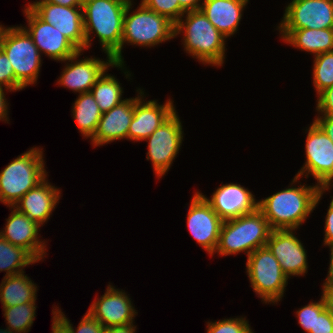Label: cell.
Returning <instances> with one entry per match:
<instances>
[{
	"label": "cell",
	"mask_w": 333,
	"mask_h": 333,
	"mask_svg": "<svg viewBox=\"0 0 333 333\" xmlns=\"http://www.w3.org/2000/svg\"><path fill=\"white\" fill-rule=\"evenodd\" d=\"M300 179L294 176L288 187L258 200V209L272 230L300 229L319 205L323 194L332 189L321 187L316 182L308 186Z\"/></svg>",
	"instance_id": "obj_1"
},
{
	"label": "cell",
	"mask_w": 333,
	"mask_h": 333,
	"mask_svg": "<svg viewBox=\"0 0 333 333\" xmlns=\"http://www.w3.org/2000/svg\"><path fill=\"white\" fill-rule=\"evenodd\" d=\"M130 0H83L85 50L96 36L101 51L121 63L123 18ZM92 34V36H91Z\"/></svg>",
	"instance_id": "obj_2"
},
{
	"label": "cell",
	"mask_w": 333,
	"mask_h": 333,
	"mask_svg": "<svg viewBox=\"0 0 333 333\" xmlns=\"http://www.w3.org/2000/svg\"><path fill=\"white\" fill-rule=\"evenodd\" d=\"M174 35L175 38L182 35L183 50L199 64L220 68L226 62L227 37L213 26L202 10L184 13L175 23Z\"/></svg>",
	"instance_id": "obj_3"
},
{
	"label": "cell",
	"mask_w": 333,
	"mask_h": 333,
	"mask_svg": "<svg viewBox=\"0 0 333 333\" xmlns=\"http://www.w3.org/2000/svg\"><path fill=\"white\" fill-rule=\"evenodd\" d=\"M271 232L268 220L258 208L249 214L225 220L214 254L225 257L244 252L248 257L256 249L266 246Z\"/></svg>",
	"instance_id": "obj_4"
},
{
	"label": "cell",
	"mask_w": 333,
	"mask_h": 333,
	"mask_svg": "<svg viewBox=\"0 0 333 333\" xmlns=\"http://www.w3.org/2000/svg\"><path fill=\"white\" fill-rule=\"evenodd\" d=\"M44 150L41 146L31 147L18 155L0 171V202L14 206L30 189L46 177Z\"/></svg>",
	"instance_id": "obj_5"
},
{
	"label": "cell",
	"mask_w": 333,
	"mask_h": 333,
	"mask_svg": "<svg viewBox=\"0 0 333 333\" xmlns=\"http://www.w3.org/2000/svg\"><path fill=\"white\" fill-rule=\"evenodd\" d=\"M133 1H129L123 18L121 63H125L122 55L125 44L147 49L175 38L173 22L166 16L146 8L141 2L133 10Z\"/></svg>",
	"instance_id": "obj_6"
},
{
	"label": "cell",
	"mask_w": 333,
	"mask_h": 333,
	"mask_svg": "<svg viewBox=\"0 0 333 333\" xmlns=\"http://www.w3.org/2000/svg\"><path fill=\"white\" fill-rule=\"evenodd\" d=\"M1 49L7 55L14 71V92L37 83L43 63L32 37L20 26L7 27Z\"/></svg>",
	"instance_id": "obj_7"
},
{
	"label": "cell",
	"mask_w": 333,
	"mask_h": 333,
	"mask_svg": "<svg viewBox=\"0 0 333 333\" xmlns=\"http://www.w3.org/2000/svg\"><path fill=\"white\" fill-rule=\"evenodd\" d=\"M245 269L250 287L263 304L278 305L282 301L289 278L266 246L247 257Z\"/></svg>",
	"instance_id": "obj_8"
},
{
	"label": "cell",
	"mask_w": 333,
	"mask_h": 333,
	"mask_svg": "<svg viewBox=\"0 0 333 333\" xmlns=\"http://www.w3.org/2000/svg\"><path fill=\"white\" fill-rule=\"evenodd\" d=\"M84 51H80L74 56L62 61L65 63L62 68L60 77L57 78V85L68 88L74 93L82 94L91 91L92 87L103 75L107 69L115 68L120 69L121 73L125 75L124 78L132 80L130 77L132 72L126 67L125 63H115L113 57L106 53V59H100L99 57H86L79 58L82 56ZM131 72V73H130Z\"/></svg>",
	"instance_id": "obj_9"
},
{
	"label": "cell",
	"mask_w": 333,
	"mask_h": 333,
	"mask_svg": "<svg viewBox=\"0 0 333 333\" xmlns=\"http://www.w3.org/2000/svg\"><path fill=\"white\" fill-rule=\"evenodd\" d=\"M305 131L306 160L295 176H311L321 187L333 188V141L314 121Z\"/></svg>",
	"instance_id": "obj_10"
},
{
	"label": "cell",
	"mask_w": 333,
	"mask_h": 333,
	"mask_svg": "<svg viewBox=\"0 0 333 333\" xmlns=\"http://www.w3.org/2000/svg\"><path fill=\"white\" fill-rule=\"evenodd\" d=\"M182 121L175 111L159 128L144 141L147 142L146 160L151 161L157 179L170 170L184 141Z\"/></svg>",
	"instance_id": "obj_11"
},
{
	"label": "cell",
	"mask_w": 333,
	"mask_h": 333,
	"mask_svg": "<svg viewBox=\"0 0 333 333\" xmlns=\"http://www.w3.org/2000/svg\"><path fill=\"white\" fill-rule=\"evenodd\" d=\"M27 25H21L32 37L41 56H47L56 62H62L74 56L80 50L53 25L43 21L27 4L22 10Z\"/></svg>",
	"instance_id": "obj_12"
},
{
	"label": "cell",
	"mask_w": 333,
	"mask_h": 333,
	"mask_svg": "<svg viewBox=\"0 0 333 333\" xmlns=\"http://www.w3.org/2000/svg\"><path fill=\"white\" fill-rule=\"evenodd\" d=\"M186 227L193 240L209 256H214L223 220L196 190L188 205Z\"/></svg>",
	"instance_id": "obj_13"
},
{
	"label": "cell",
	"mask_w": 333,
	"mask_h": 333,
	"mask_svg": "<svg viewBox=\"0 0 333 333\" xmlns=\"http://www.w3.org/2000/svg\"><path fill=\"white\" fill-rule=\"evenodd\" d=\"M275 30L333 28V0H291Z\"/></svg>",
	"instance_id": "obj_14"
},
{
	"label": "cell",
	"mask_w": 333,
	"mask_h": 333,
	"mask_svg": "<svg viewBox=\"0 0 333 333\" xmlns=\"http://www.w3.org/2000/svg\"><path fill=\"white\" fill-rule=\"evenodd\" d=\"M136 89L134 116L128 129L127 140L139 142L159 128L176 111V107L171 97L160 104L157 99L148 100L142 88Z\"/></svg>",
	"instance_id": "obj_15"
},
{
	"label": "cell",
	"mask_w": 333,
	"mask_h": 333,
	"mask_svg": "<svg viewBox=\"0 0 333 333\" xmlns=\"http://www.w3.org/2000/svg\"><path fill=\"white\" fill-rule=\"evenodd\" d=\"M116 288L111 283L103 295H98L91 302L87 312L98 320L104 328L135 323L138 315L130 294Z\"/></svg>",
	"instance_id": "obj_16"
},
{
	"label": "cell",
	"mask_w": 333,
	"mask_h": 333,
	"mask_svg": "<svg viewBox=\"0 0 333 333\" xmlns=\"http://www.w3.org/2000/svg\"><path fill=\"white\" fill-rule=\"evenodd\" d=\"M43 21L63 33L80 51H85L82 7H66L36 0L27 4Z\"/></svg>",
	"instance_id": "obj_17"
},
{
	"label": "cell",
	"mask_w": 333,
	"mask_h": 333,
	"mask_svg": "<svg viewBox=\"0 0 333 333\" xmlns=\"http://www.w3.org/2000/svg\"><path fill=\"white\" fill-rule=\"evenodd\" d=\"M295 233L296 229L272 230L266 242V247L275 256L289 279L304 277L309 268L307 250Z\"/></svg>",
	"instance_id": "obj_18"
},
{
	"label": "cell",
	"mask_w": 333,
	"mask_h": 333,
	"mask_svg": "<svg viewBox=\"0 0 333 333\" xmlns=\"http://www.w3.org/2000/svg\"><path fill=\"white\" fill-rule=\"evenodd\" d=\"M8 208L11 213L5 219V228L0 230V236L9 243L27 250L38 262L44 261L49 250L46 244L48 240H42L40 237L41 226L14 206Z\"/></svg>",
	"instance_id": "obj_19"
},
{
	"label": "cell",
	"mask_w": 333,
	"mask_h": 333,
	"mask_svg": "<svg viewBox=\"0 0 333 333\" xmlns=\"http://www.w3.org/2000/svg\"><path fill=\"white\" fill-rule=\"evenodd\" d=\"M198 192L223 221L249 214L258 208L255 195L238 183L223 184L221 182L210 198L201 191Z\"/></svg>",
	"instance_id": "obj_20"
},
{
	"label": "cell",
	"mask_w": 333,
	"mask_h": 333,
	"mask_svg": "<svg viewBox=\"0 0 333 333\" xmlns=\"http://www.w3.org/2000/svg\"><path fill=\"white\" fill-rule=\"evenodd\" d=\"M135 97L125 98L111 110L102 113L96 132L90 139L92 147H100L119 140H127L128 129L134 116Z\"/></svg>",
	"instance_id": "obj_21"
},
{
	"label": "cell",
	"mask_w": 333,
	"mask_h": 333,
	"mask_svg": "<svg viewBox=\"0 0 333 333\" xmlns=\"http://www.w3.org/2000/svg\"><path fill=\"white\" fill-rule=\"evenodd\" d=\"M60 189L46 177L36 187L30 189L14 207L43 227L59 204L62 197V189Z\"/></svg>",
	"instance_id": "obj_22"
},
{
	"label": "cell",
	"mask_w": 333,
	"mask_h": 333,
	"mask_svg": "<svg viewBox=\"0 0 333 333\" xmlns=\"http://www.w3.org/2000/svg\"><path fill=\"white\" fill-rule=\"evenodd\" d=\"M249 0H204L200 10L225 37L233 36Z\"/></svg>",
	"instance_id": "obj_23"
},
{
	"label": "cell",
	"mask_w": 333,
	"mask_h": 333,
	"mask_svg": "<svg viewBox=\"0 0 333 333\" xmlns=\"http://www.w3.org/2000/svg\"><path fill=\"white\" fill-rule=\"evenodd\" d=\"M277 31L283 43L313 56L333 51V28Z\"/></svg>",
	"instance_id": "obj_24"
},
{
	"label": "cell",
	"mask_w": 333,
	"mask_h": 333,
	"mask_svg": "<svg viewBox=\"0 0 333 333\" xmlns=\"http://www.w3.org/2000/svg\"><path fill=\"white\" fill-rule=\"evenodd\" d=\"M25 272L14 276H3L0 284L2 307H12L37 300L38 285Z\"/></svg>",
	"instance_id": "obj_25"
},
{
	"label": "cell",
	"mask_w": 333,
	"mask_h": 333,
	"mask_svg": "<svg viewBox=\"0 0 333 333\" xmlns=\"http://www.w3.org/2000/svg\"><path fill=\"white\" fill-rule=\"evenodd\" d=\"M72 104L71 115L75 120L77 129L84 137L83 139H91L102 116L94 96L90 92L78 94Z\"/></svg>",
	"instance_id": "obj_26"
},
{
	"label": "cell",
	"mask_w": 333,
	"mask_h": 333,
	"mask_svg": "<svg viewBox=\"0 0 333 333\" xmlns=\"http://www.w3.org/2000/svg\"><path fill=\"white\" fill-rule=\"evenodd\" d=\"M108 70L103 73L90 91L102 113L111 110L125 100L122 83L119 82L117 77L109 74Z\"/></svg>",
	"instance_id": "obj_27"
},
{
	"label": "cell",
	"mask_w": 333,
	"mask_h": 333,
	"mask_svg": "<svg viewBox=\"0 0 333 333\" xmlns=\"http://www.w3.org/2000/svg\"><path fill=\"white\" fill-rule=\"evenodd\" d=\"M39 263L27 250L15 246L0 236V272L5 276L22 274L25 267Z\"/></svg>",
	"instance_id": "obj_28"
},
{
	"label": "cell",
	"mask_w": 333,
	"mask_h": 333,
	"mask_svg": "<svg viewBox=\"0 0 333 333\" xmlns=\"http://www.w3.org/2000/svg\"><path fill=\"white\" fill-rule=\"evenodd\" d=\"M37 301L23 303L12 307H2L6 325L17 333H28L36 316Z\"/></svg>",
	"instance_id": "obj_29"
},
{
	"label": "cell",
	"mask_w": 333,
	"mask_h": 333,
	"mask_svg": "<svg viewBox=\"0 0 333 333\" xmlns=\"http://www.w3.org/2000/svg\"><path fill=\"white\" fill-rule=\"evenodd\" d=\"M312 83L316 95L333 86V51L313 57Z\"/></svg>",
	"instance_id": "obj_30"
},
{
	"label": "cell",
	"mask_w": 333,
	"mask_h": 333,
	"mask_svg": "<svg viewBox=\"0 0 333 333\" xmlns=\"http://www.w3.org/2000/svg\"><path fill=\"white\" fill-rule=\"evenodd\" d=\"M207 333H254L255 331L244 316L224 318L206 322Z\"/></svg>",
	"instance_id": "obj_31"
},
{
	"label": "cell",
	"mask_w": 333,
	"mask_h": 333,
	"mask_svg": "<svg viewBox=\"0 0 333 333\" xmlns=\"http://www.w3.org/2000/svg\"><path fill=\"white\" fill-rule=\"evenodd\" d=\"M52 313H54L70 329L71 333H103L105 330L102 324L88 312L84 314L76 328L73 327V324L66 317L64 312H62V310L56 305L53 306Z\"/></svg>",
	"instance_id": "obj_32"
},
{
	"label": "cell",
	"mask_w": 333,
	"mask_h": 333,
	"mask_svg": "<svg viewBox=\"0 0 333 333\" xmlns=\"http://www.w3.org/2000/svg\"><path fill=\"white\" fill-rule=\"evenodd\" d=\"M146 8L166 16L174 24L186 13L181 7L179 0H141Z\"/></svg>",
	"instance_id": "obj_33"
},
{
	"label": "cell",
	"mask_w": 333,
	"mask_h": 333,
	"mask_svg": "<svg viewBox=\"0 0 333 333\" xmlns=\"http://www.w3.org/2000/svg\"><path fill=\"white\" fill-rule=\"evenodd\" d=\"M309 333H333V316L325 309L321 297L315 301L314 331Z\"/></svg>",
	"instance_id": "obj_34"
},
{
	"label": "cell",
	"mask_w": 333,
	"mask_h": 333,
	"mask_svg": "<svg viewBox=\"0 0 333 333\" xmlns=\"http://www.w3.org/2000/svg\"><path fill=\"white\" fill-rule=\"evenodd\" d=\"M294 313H296L295 315L298 320V324L306 333L314 331L315 300H312L307 305L298 308Z\"/></svg>",
	"instance_id": "obj_35"
},
{
	"label": "cell",
	"mask_w": 333,
	"mask_h": 333,
	"mask_svg": "<svg viewBox=\"0 0 333 333\" xmlns=\"http://www.w3.org/2000/svg\"><path fill=\"white\" fill-rule=\"evenodd\" d=\"M0 87L14 92V71L7 55L0 50Z\"/></svg>",
	"instance_id": "obj_36"
},
{
	"label": "cell",
	"mask_w": 333,
	"mask_h": 333,
	"mask_svg": "<svg viewBox=\"0 0 333 333\" xmlns=\"http://www.w3.org/2000/svg\"><path fill=\"white\" fill-rule=\"evenodd\" d=\"M316 97V116L333 115V86L326 88Z\"/></svg>",
	"instance_id": "obj_37"
},
{
	"label": "cell",
	"mask_w": 333,
	"mask_h": 333,
	"mask_svg": "<svg viewBox=\"0 0 333 333\" xmlns=\"http://www.w3.org/2000/svg\"><path fill=\"white\" fill-rule=\"evenodd\" d=\"M330 204L327 209L325 219V225H324V239H323V245L325 247L331 248L333 247V196H330Z\"/></svg>",
	"instance_id": "obj_38"
},
{
	"label": "cell",
	"mask_w": 333,
	"mask_h": 333,
	"mask_svg": "<svg viewBox=\"0 0 333 333\" xmlns=\"http://www.w3.org/2000/svg\"><path fill=\"white\" fill-rule=\"evenodd\" d=\"M313 121L326 133L333 141V115L315 116Z\"/></svg>",
	"instance_id": "obj_39"
},
{
	"label": "cell",
	"mask_w": 333,
	"mask_h": 333,
	"mask_svg": "<svg viewBox=\"0 0 333 333\" xmlns=\"http://www.w3.org/2000/svg\"><path fill=\"white\" fill-rule=\"evenodd\" d=\"M8 92H11L7 90L6 88L0 87V121H4L5 123H9V102L6 99V94ZM6 93V94H5ZM8 102V103H7ZM9 121V122H8Z\"/></svg>",
	"instance_id": "obj_40"
},
{
	"label": "cell",
	"mask_w": 333,
	"mask_h": 333,
	"mask_svg": "<svg viewBox=\"0 0 333 333\" xmlns=\"http://www.w3.org/2000/svg\"><path fill=\"white\" fill-rule=\"evenodd\" d=\"M321 294L325 309L333 316V288H322Z\"/></svg>",
	"instance_id": "obj_41"
},
{
	"label": "cell",
	"mask_w": 333,
	"mask_h": 333,
	"mask_svg": "<svg viewBox=\"0 0 333 333\" xmlns=\"http://www.w3.org/2000/svg\"><path fill=\"white\" fill-rule=\"evenodd\" d=\"M136 327L137 325H134V323H130L127 325L105 328L103 333H136Z\"/></svg>",
	"instance_id": "obj_42"
},
{
	"label": "cell",
	"mask_w": 333,
	"mask_h": 333,
	"mask_svg": "<svg viewBox=\"0 0 333 333\" xmlns=\"http://www.w3.org/2000/svg\"><path fill=\"white\" fill-rule=\"evenodd\" d=\"M329 268L326 279H324L322 288H333V247L329 248Z\"/></svg>",
	"instance_id": "obj_43"
},
{
	"label": "cell",
	"mask_w": 333,
	"mask_h": 333,
	"mask_svg": "<svg viewBox=\"0 0 333 333\" xmlns=\"http://www.w3.org/2000/svg\"><path fill=\"white\" fill-rule=\"evenodd\" d=\"M204 0H179L180 7L185 11L199 10Z\"/></svg>",
	"instance_id": "obj_44"
},
{
	"label": "cell",
	"mask_w": 333,
	"mask_h": 333,
	"mask_svg": "<svg viewBox=\"0 0 333 333\" xmlns=\"http://www.w3.org/2000/svg\"><path fill=\"white\" fill-rule=\"evenodd\" d=\"M52 315L51 333H71L70 329L54 313Z\"/></svg>",
	"instance_id": "obj_45"
},
{
	"label": "cell",
	"mask_w": 333,
	"mask_h": 333,
	"mask_svg": "<svg viewBox=\"0 0 333 333\" xmlns=\"http://www.w3.org/2000/svg\"><path fill=\"white\" fill-rule=\"evenodd\" d=\"M66 7H82L83 0H43Z\"/></svg>",
	"instance_id": "obj_46"
},
{
	"label": "cell",
	"mask_w": 333,
	"mask_h": 333,
	"mask_svg": "<svg viewBox=\"0 0 333 333\" xmlns=\"http://www.w3.org/2000/svg\"><path fill=\"white\" fill-rule=\"evenodd\" d=\"M6 28H7V26L5 27L4 24L0 23V50H1L2 39L5 34Z\"/></svg>",
	"instance_id": "obj_47"
},
{
	"label": "cell",
	"mask_w": 333,
	"mask_h": 333,
	"mask_svg": "<svg viewBox=\"0 0 333 333\" xmlns=\"http://www.w3.org/2000/svg\"><path fill=\"white\" fill-rule=\"evenodd\" d=\"M0 333H17L15 331H12L11 329H9L7 326L5 329H1L0 328Z\"/></svg>",
	"instance_id": "obj_48"
}]
</instances>
